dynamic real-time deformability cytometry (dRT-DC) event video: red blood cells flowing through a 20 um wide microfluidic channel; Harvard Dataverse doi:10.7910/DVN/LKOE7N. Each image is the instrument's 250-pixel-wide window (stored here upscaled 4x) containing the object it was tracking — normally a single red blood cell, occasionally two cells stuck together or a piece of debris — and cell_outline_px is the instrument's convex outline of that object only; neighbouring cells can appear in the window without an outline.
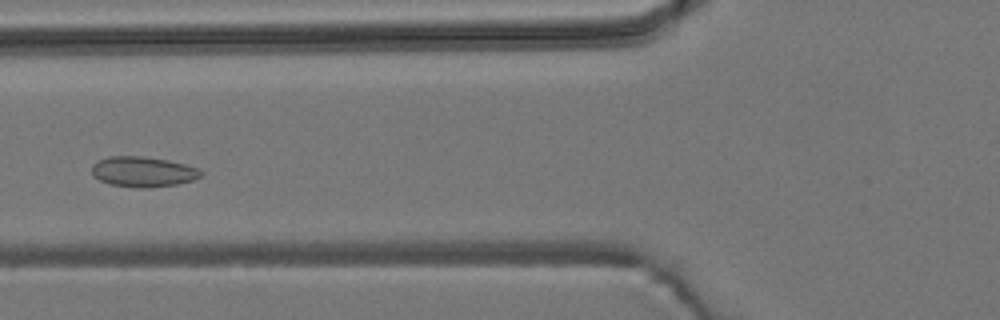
{"species": "common noctule bat (a hibernating species)", "species_latin": "Nyctalus noctula", "temperature_condition": "room temperature", "stored_images_in_passage": 5, "camera_frame_rate_fps": 3000, "um_per_image_px": 0.085, "animal": {"sex": "male", "body_mass_g": 19.2, "forearm_length_mm": 51.8}, "frame": {"image": 1, "passage_image": 4, "time_ms": 4.333, "image_size_px": [1000, 320], "cell_outline_px": [[204, 176], [192, 180], [176, 184], [148, 188], [136, 188], [112, 184], [100, 180], [92, 176], [92, 164], [96, 160], [108, 156], [144, 156], [168, 160], [200, 168], [204, 172]], "centroid_in_image_um": [12.17, 14.59], "position_along_channel_um": 113.6, "area_um2": 19.54}}
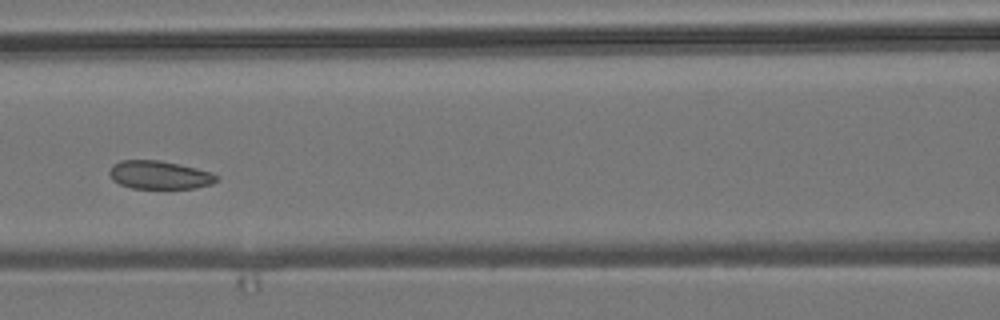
{"frame": {"image": 2, "passage_image": 5, "time_ms": 5.333, "image_size_px": [1000, 320], "cell_outline_px": [[220, 176], [212, 184], [196, 188], [132, 188], [120, 184], [112, 180], [108, 172], [112, 164], [120, 160], [160, 160], [180, 164], [212, 172]], "centroid_in_image_um": [13.55, 14.86], "position_along_channel_um": 153.1, "area_um2": 17.8}}